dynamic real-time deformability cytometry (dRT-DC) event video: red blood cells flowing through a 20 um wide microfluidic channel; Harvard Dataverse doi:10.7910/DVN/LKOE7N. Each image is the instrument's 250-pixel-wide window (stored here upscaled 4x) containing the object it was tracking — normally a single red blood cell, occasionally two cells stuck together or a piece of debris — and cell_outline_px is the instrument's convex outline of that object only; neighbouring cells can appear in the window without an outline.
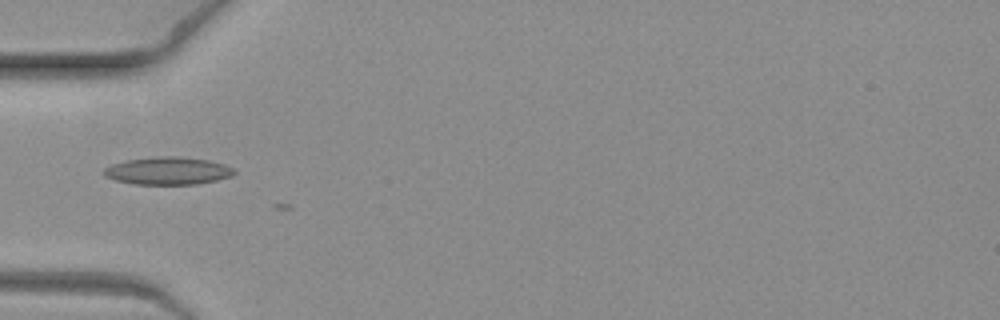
{"species": "common noctule bat (a hibernating species)", "species_latin": "Nyctalus noctula", "temperature_condition": "warm", "stored_images_in_passage": 5, "camera_frame_rate_fps": 3000, "um_per_image_px": 0.085, "animal": {"sex": "female", "body_mass_g": 19.3, "forearm_length_mm": 54.1}, "frame": {"image": 1, "passage_image": 4, "time_ms": 1.0, "image_size_px": [1000, 320], "cell_outline_px": [[236, 172], [232, 176], [216, 180], [196, 184], [136, 184], [116, 180], [104, 176], [104, 168], [112, 164], [128, 160], [156, 156], [176, 156], [208, 160], [224, 164], [232, 168]], "centroid_in_image_um": [14.27, 14.52], "position_along_channel_um": 70.7, "area_um2": 20.81}}